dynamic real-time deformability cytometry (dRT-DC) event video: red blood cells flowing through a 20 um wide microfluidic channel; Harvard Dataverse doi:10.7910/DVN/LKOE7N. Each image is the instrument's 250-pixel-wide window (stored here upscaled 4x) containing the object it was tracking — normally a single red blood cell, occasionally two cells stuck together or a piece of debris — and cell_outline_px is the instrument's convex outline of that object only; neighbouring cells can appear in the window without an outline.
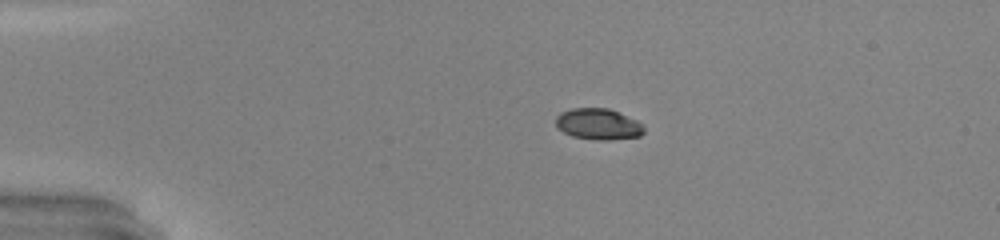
{"species": "common noctule bat (a hibernating species)", "species_latin": "Nyctalus noctula", "temperature_condition": "warm", "stored_images_in_passage": 39, "camera_frame_rate_fps": 3000, "um_per_image_px": 0.085, "animal": {"sex": "male", "body_mass_g": 20.0, "forearm_length_mm": 53.3}, "frame": {"image": 1, "passage_image": 1, "time_ms": 0.0, "image_size_px": [1000, 240], "cell_outline_px": [[644, 132], [640, 136], [608, 140], [600, 140], [572, 136], [556, 128], [556, 116], [560, 112], [572, 108], [608, 108], [636, 120], [644, 124]], "centroid_in_image_um": [50.84, 10.54], "position_along_channel_um": 34.2, "area_um2": 16.01}}
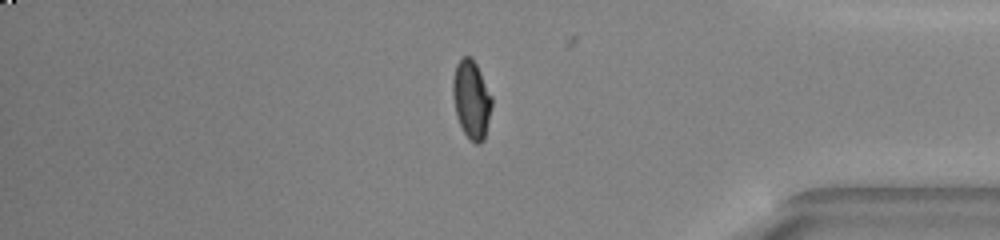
{"frame": {"image": 2, "passage_image": 32, "time_ms": 10.333, "image_size_px": [1000, 240], "cell_outline_px": [[492, 108], [484, 140], [480, 144], [476, 144], [464, 132], [456, 116], [452, 96], [452, 80], [456, 64], [464, 56], [472, 56], [492, 96]], "centroid_in_image_um": [40.07, 8.45], "position_along_channel_um": 395.1, "area_um2": 17.86}}
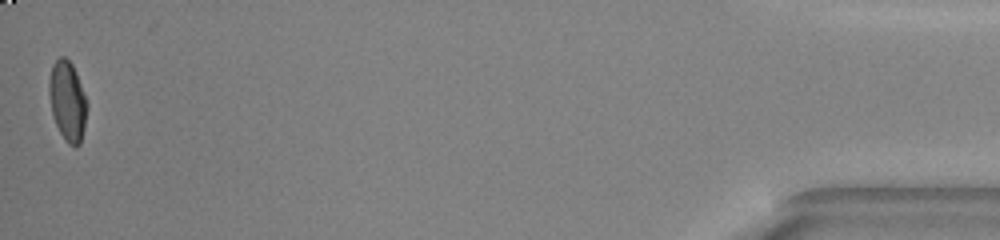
{"frame": {"image": 3, "passage_image": 39, "time_ms": 12.667, "image_size_px": [1000, 240], "cell_outline_px": [[88, 108], [84, 128], [80, 144], [76, 148], [68, 144], [60, 132], [56, 124], [52, 112], [48, 92], [48, 84], [52, 64], [60, 56], [64, 56], [72, 64], [76, 72], [88, 104]], "centroid_in_image_um": [5.74, 8.59], "position_along_channel_um": 429.5, "area_um2": 17.74}, "authors_computed_cell_mechanics": {"area_um2": 17.4556, "velocity_mm_per_s": 4.2805, "shape_relaxation_time_tau1_ms": 3.2842, "shape_relaxation_time_tau2_ms": null, "deformation_change_tau1": 0.1699, "deformation_change_tau2": null}}